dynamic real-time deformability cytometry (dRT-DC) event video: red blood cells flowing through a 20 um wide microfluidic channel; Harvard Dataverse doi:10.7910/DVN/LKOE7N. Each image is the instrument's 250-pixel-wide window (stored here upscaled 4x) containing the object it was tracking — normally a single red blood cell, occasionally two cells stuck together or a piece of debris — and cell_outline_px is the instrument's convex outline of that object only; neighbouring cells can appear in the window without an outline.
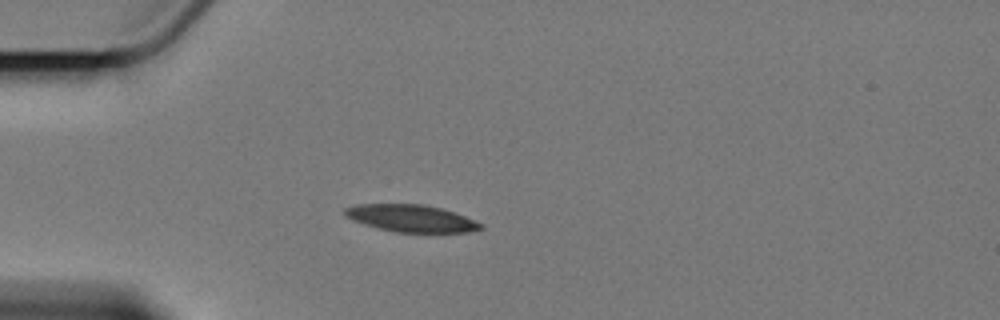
{"species": "Egyptian fruit bat (a non-hibernating species)", "species_latin": "Rousettus aegyptiacus", "temperature_condition": "cold", "stored_images_in_passage": 10, "camera_frame_rate_fps": 3000, "um_per_image_px": 0.085, "animal": {"sex": "female"}, "frame": {"image": 1, "passage_image": 4, "time_ms": 4.333, "image_size_px": [1000, 320], "cell_outline_px": [[484, 228], [468, 232], [396, 232], [376, 228], [352, 220], [344, 216], [344, 208], [356, 204], [424, 204], [440, 208], [464, 216], [484, 224]], "centroid_in_image_um": [34.91, 18.56], "position_along_channel_um": 50.1, "area_um2": 21.5}}
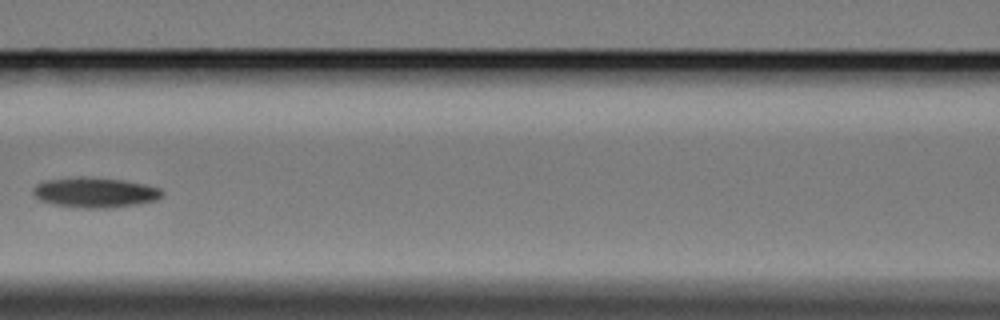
{"frame": {"image": 2, "passage_image": 7, "time_ms": 8.0, "image_size_px": [1000, 320], "cell_outline_px": [[164, 196], [156, 200], [136, 204], [112, 208], [80, 208], [52, 204], [40, 200], [32, 192], [32, 188], [36, 184], [44, 180], [76, 176], [84, 176], [124, 180], [144, 184], [160, 188], [164, 192]], "centroid_in_image_um": [8.06, 16.35], "position_along_channel_um": 158.5, "area_um2": 23.0}}
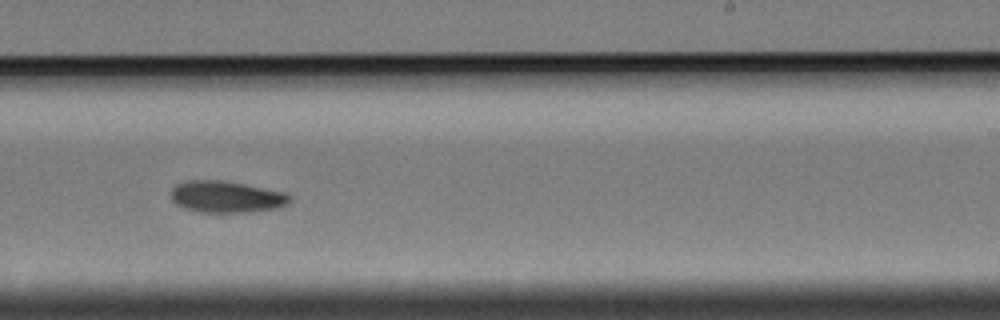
{"frame": {"image": 3, "passage_image": 10, "time_ms": 11.333, "image_size_px": [1000, 320], "cell_outline_px": [[292, 200], [288, 204], [280, 208], [244, 212], [200, 212], [184, 208], [176, 204], [172, 200], [168, 192], [176, 184], [188, 180], [220, 180], [244, 184], [284, 192], [292, 196]], "centroid_in_image_um": [19.22, 16.73], "position_along_channel_um": 269.8, "area_um2": 22.08}}